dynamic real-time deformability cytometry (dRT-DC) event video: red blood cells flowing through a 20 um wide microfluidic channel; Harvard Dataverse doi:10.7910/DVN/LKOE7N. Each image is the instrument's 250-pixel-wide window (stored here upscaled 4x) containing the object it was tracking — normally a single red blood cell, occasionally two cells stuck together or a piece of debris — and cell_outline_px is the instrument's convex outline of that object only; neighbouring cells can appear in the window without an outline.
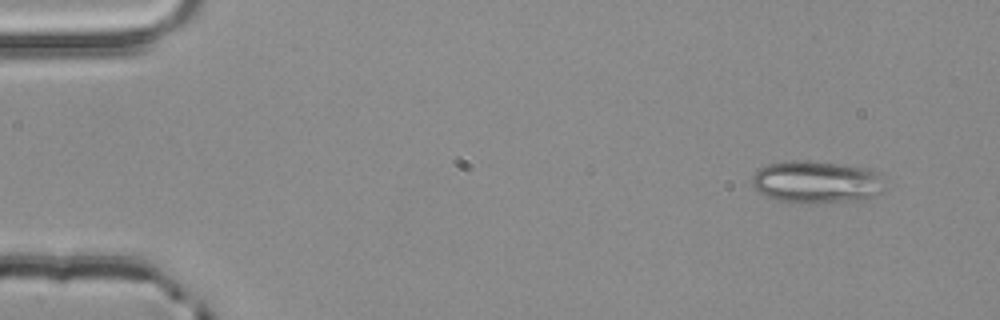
{"species": "common noctule bat (a hibernating species)", "species_latin": "Nyctalus noctula", "temperature_condition": "room temperature", "stored_images_in_passage": 4, "segment_of_instrument_passage": [1, 2], "camera_frame_rate_fps": 3000, "um_per_image_px": 0.085, "animal": {"sex": "male", "body_mass_g": 20.4}, "frame": {"image": 1, "passage_image": 1, "time_ms": 0.0, "image_size_px": [1000, 320], "cell_outline_px": [[880, 192], [868, 200], [780, 200], [768, 196], [760, 192], [752, 184], [752, 176], [760, 168], [768, 164], [792, 160], [796, 160], [836, 164], [864, 168], [876, 172]], "centroid_in_image_um": [69.32, 15.43], "position_along_channel_um": 15.7, "area_um2": 30.75}}